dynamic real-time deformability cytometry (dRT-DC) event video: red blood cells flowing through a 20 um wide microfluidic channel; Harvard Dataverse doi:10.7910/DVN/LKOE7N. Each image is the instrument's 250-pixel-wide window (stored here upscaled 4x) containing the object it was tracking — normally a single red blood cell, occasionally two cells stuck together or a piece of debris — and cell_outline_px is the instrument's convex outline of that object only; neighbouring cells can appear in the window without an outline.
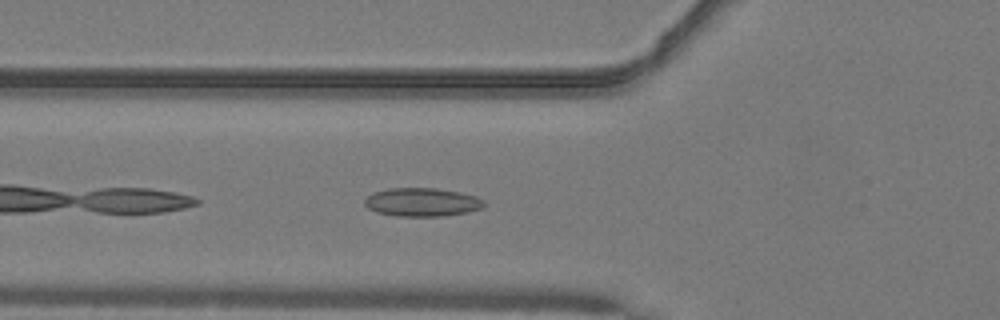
{"species": "common noctule bat (a hibernating species)", "species_latin": "Nyctalus noctula", "temperature_condition": "warm", "stored_images_in_passage": 35, "camera_frame_rate_fps": 3000, "um_per_image_px": 0.085, "animal": {"sex": "male", "body_mass_g": 19.2, "forearm_length_mm": 51.8}, "frame": {"image": 1, "passage_image": 3, "time_ms": 0.667, "image_size_px": [1000, 320], "cell_outline_px": [[484, 204], [480, 208], [468, 212], [444, 216], [396, 216], [376, 212], [368, 208], [364, 204], [364, 200], [372, 192], [388, 188], [436, 188], [460, 192], [476, 196], [484, 200]], "centroid_in_image_um": [35.85, 17.18], "position_along_channel_um": 90.0, "area_um2": 19.88}}
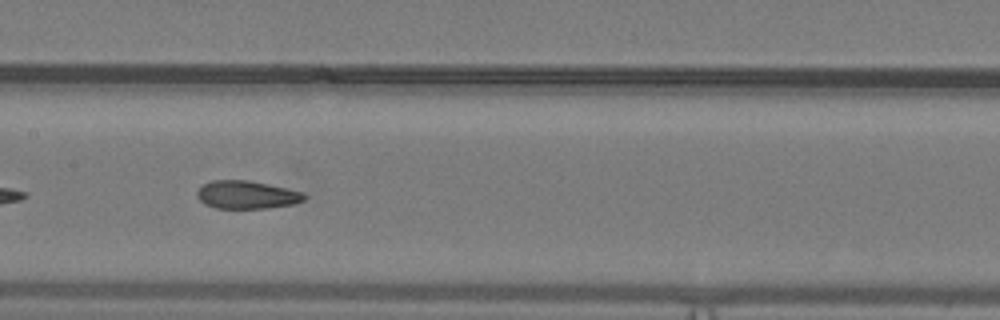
{"frame": {"image": 2, "passage_image": 10, "time_ms": 3.0, "image_size_px": [1000, 320], "cell_outline_px": [[308, 196], [304, 200], [292, 204], [268, 208], [216, 208], [204, 204], [196, 196], [196, 192], [204, 184], [212, 180], [248, 180], [268, 184], [304, 192]], "centroid_in_image_um": [20.98, 16.55], "position_along_channel_um": 186.4, "area_um2": 17.51}}
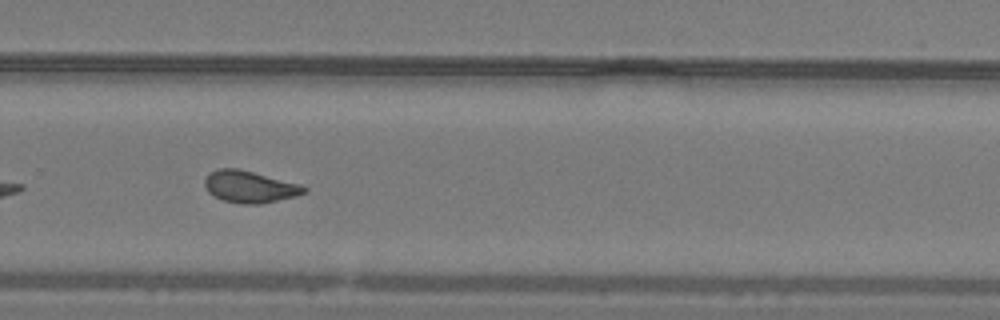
{"frame": {"image": 3, "passage_image": 19, "time_ms": 6.0, "image_size_px": [1000, 320], "cell_outline_px": [[308, 192], [296, 196], [260, 204], [240, 204], [224, 200], [212, 196], [208, 192], [204, 184], [204, 180], [216, 168], [236, 168], [300, 184], [308, 188]], "centroid_in_image_um": [21.23, 15.89], "position_along_channel_um": 308.6, "area_um2": 18.38}, "authors_computed_cell_mechanics": {"area_um2": 17.9758, "velocity_mm_per_s": 4.1033, "shape_relaxation_time_tau1_ms": null, "shape_relaxation_time_tau2_ms": 2.2518, "deformation_change_tau1": null, "deformation_change_tau2": 0.0554}}